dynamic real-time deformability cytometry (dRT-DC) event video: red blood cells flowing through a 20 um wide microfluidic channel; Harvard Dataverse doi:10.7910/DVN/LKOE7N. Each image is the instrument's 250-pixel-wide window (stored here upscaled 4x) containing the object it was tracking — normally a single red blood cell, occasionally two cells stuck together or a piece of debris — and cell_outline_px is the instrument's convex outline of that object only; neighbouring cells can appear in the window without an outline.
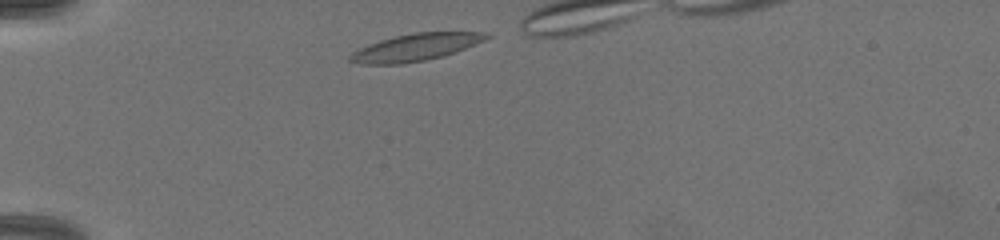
{"species": "common noctule bat (a hibernating species)", "species_latin": "Nyctalus noctula", "temperature_condition": "warm", "stored_images_in_passage": 4, "camera_frame_rate_fps": 3000, "um_per_image_px": 0.085, "animal": {"sex": "female", "body_mass_g": 19.5, "forearm_length_mm": 54.1}, "frame": {"image": 1, "passage_image": 2, "time_ms": 0.333, "image_size_px": [1000, 240], "cell_outline_px": [[492, 36], [484, 40], [444, 56], [404, 64], [360, 64], [348, 60], [348, 56], [352, 52], [360, 48], [380, 40], [412, 32], [492, 32]], "centroid_in_image_um": [35.33, 4.01], "position_along_channel_um": 49.7, "area_um2": 21.5}}